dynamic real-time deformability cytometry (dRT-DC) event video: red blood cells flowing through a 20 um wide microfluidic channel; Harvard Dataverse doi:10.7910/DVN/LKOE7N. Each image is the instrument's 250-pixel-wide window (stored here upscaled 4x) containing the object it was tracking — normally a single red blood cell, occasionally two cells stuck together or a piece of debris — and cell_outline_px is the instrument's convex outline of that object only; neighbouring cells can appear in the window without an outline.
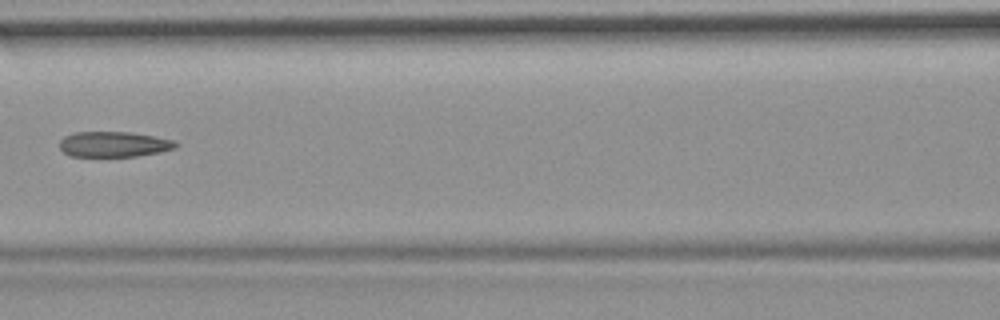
{"species": "common noctule bat (a hibernating species)", "species_latin": "Nyctalus noctula", "temperature_condition": "room temperature", "stored_images_in_passage": 8, "camera_frame_rate_fps": 3000, "um_per_image_px": 0.085, "animal": {"sex": "female", "body_mass_g": 19.9}, "frame": {"image": 1, "passage_image": 8, "time_ms": 2.333, "image_size_px": [1000, 320], "cell_outline_px": [[180, 144], [176, 148], [160, 152], [136, 156], [68, 156], [60, 148], [60, 140], [64, 136], [76, 132], [128, 132], [152, 136], [172, 140]], "centroid_in_image_um": [9.67, 12.26], "position_along_channel_um": 156.9, "area_um2": 17.11}}